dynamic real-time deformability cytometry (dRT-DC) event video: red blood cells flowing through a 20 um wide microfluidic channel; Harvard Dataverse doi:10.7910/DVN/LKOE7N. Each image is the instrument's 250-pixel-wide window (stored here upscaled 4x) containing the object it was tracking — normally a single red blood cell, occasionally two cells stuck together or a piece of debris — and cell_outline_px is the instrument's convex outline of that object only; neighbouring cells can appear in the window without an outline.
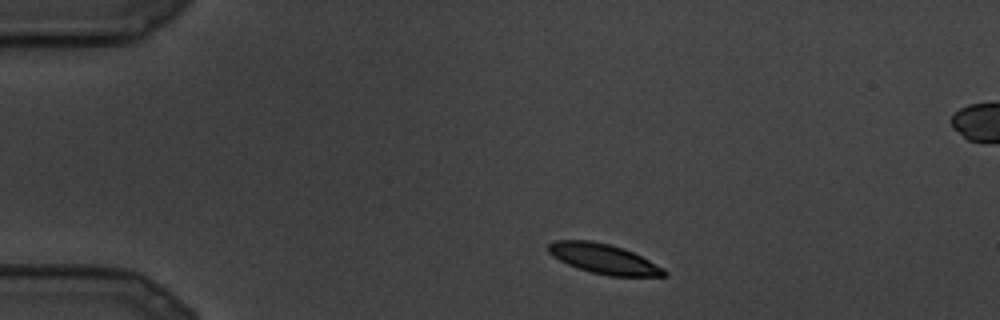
{"species": "common noctule bat (a hibernating species)", "species_latin": "Nyctalus noctula", "temperature_condition": "cold", "stored_images_in_passage": 6, "camera_frame_rate_fps": 3000, "um_per_image_px": 0.085, "animal": {"sex": "male", "body_mass_g": 19.5, "forearm_length_mm": 54.6}, "frame": {"image": 1, "passage_image": 1, "time_ms": 0.0, "image_size_px": [1000, 320], "cell_outline_px": [[668, 276], [608, 276], [576, 268], [552, 256], [544, 248], [552, 240], [592, 240], [624, 248], [664, 268], [668, 272]], "centroid_in_image_um": [51.27, 21.99], "position_along_channel_um": 33.7, "area_um2": 20.29}}
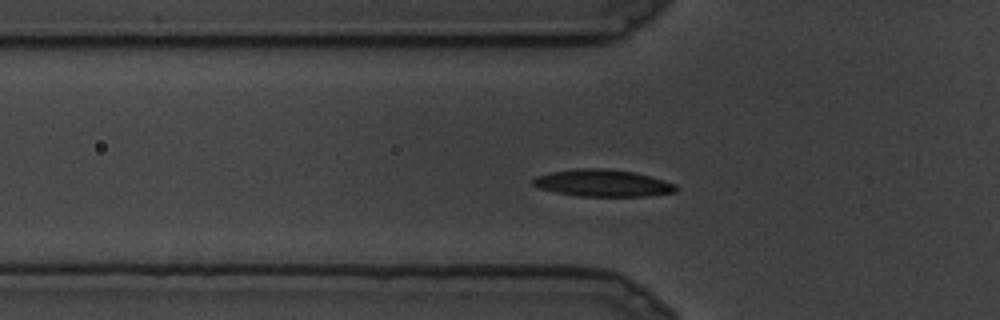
{"frame": {"image": 2, "passage_image": 5, "time_ms": 1.333, "image_size_px": [1000, 320], "cell_outline_px": [[680, 188], [676, 192], [648, 196], [576, 196], [556, 192], [540, 188], [532, 184], [532, 180], [536, 176], [548, 172], [576, 168], [604, 168], [632, 172], [664, 180], [676, 184]], "centroid_in_image_um": [51.23, 15.56], "position_along_channel_um": 74.6, "area_um2": 22.6}}